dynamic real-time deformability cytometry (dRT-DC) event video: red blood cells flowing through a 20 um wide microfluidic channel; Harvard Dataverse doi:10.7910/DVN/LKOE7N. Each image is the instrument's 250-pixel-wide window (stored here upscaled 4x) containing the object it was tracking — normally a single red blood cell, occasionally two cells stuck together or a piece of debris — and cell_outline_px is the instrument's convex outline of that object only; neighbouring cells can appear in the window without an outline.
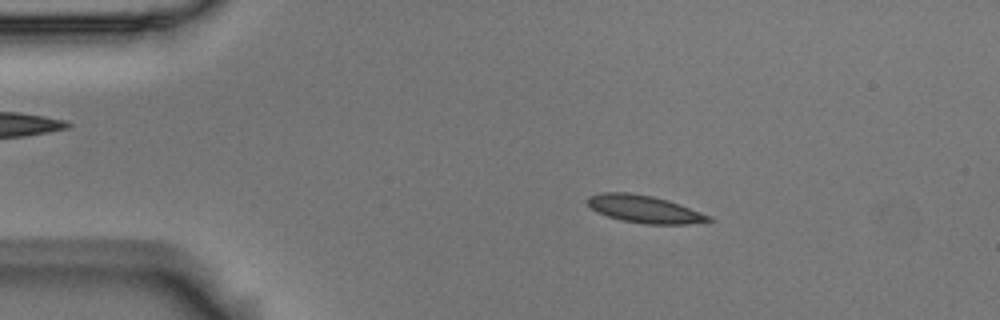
{"species": "Egyptian fruit bat (a non-hibernating species)", "species_latin": "Rousettus aegyptiacus", "temperature_condition": "room temperature", "stored_images_in_passage": 54, "camera_frame_rate_fps": 3000, "um_per_image_px": 0.085, "animal": {"sex": "male"}, "frame": {"image": 1, "passage_image": 9, "time_ms": 2.667, "image_size_px": [1000, 320], "cell_outline_px": [[712, 220], [688, 224], [644, 224], [620, 220], [596, 212], [584, 200], [588, 196], [600, 192], [628, 192], [652, 196], [668, 200], [680, 204], [712, 216]], "centroid_in_image_um": [54.73, 17.76], "position_along_channel_um": 30.3, "area_um2": 19.54}}
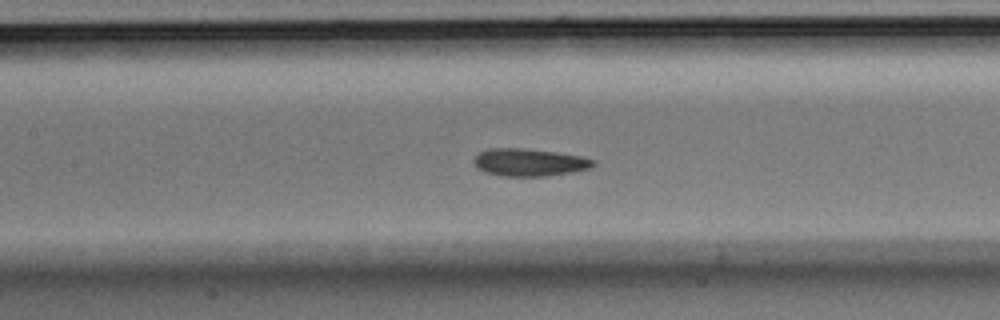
{"frame": {"image": 2, "passage_image": 24, "time_ms": 7.667, "image_size_px": [1000, 320], "cell_outline_px": [[596, 164], [592, 168], [572, 172], [548, 176], [500, 176], [484, 172], [476, 168], [472, 160], [480, 152], [488, 148], [524, 148], [556, 152], [580, 156], [596, 160]], "centroid_in_image_um": [44.99, 13.8], "position_along_channel_um": 162.4, "area_um2": 19.42}}
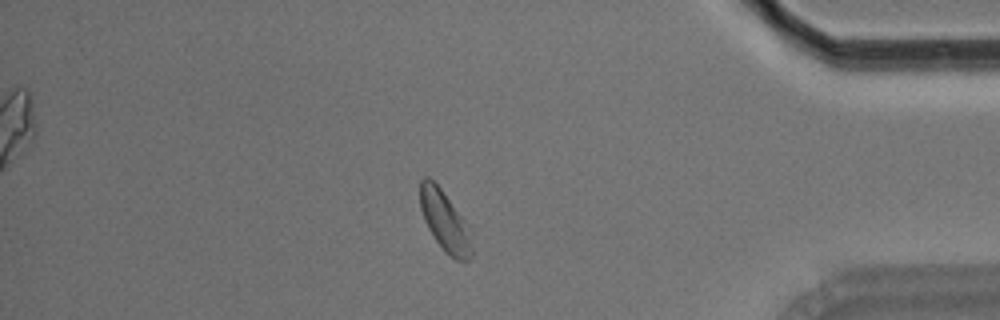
{"frame": {"image": 3, "passage_image": 46, "time_ms": 15.0, "image_size_px": [1000, 320], "cell_outline_px": [[472, 256], [468, 260], [456, 260], [436, 240], [428, 228], [424, 220], [420, 208], [420, 180], [424, 176], [428, 176], [440, 188], [472, 228]], "centroid_in_image_um": [37.84, 18.77], "position_along_channel_um": 397.4, "area_um2": 18.21}, "authors_computed_cell_mechanics": {"area_um2": 18.8139, "velocity_mm_per_s": 3.6546, "shape_relaxation_time_tau1_ms": 4.0211, "shape_relaxation_time_tau2_ms": null, "deformation_change_tau1": 0.1135, "deformation_change_tau2": null}}